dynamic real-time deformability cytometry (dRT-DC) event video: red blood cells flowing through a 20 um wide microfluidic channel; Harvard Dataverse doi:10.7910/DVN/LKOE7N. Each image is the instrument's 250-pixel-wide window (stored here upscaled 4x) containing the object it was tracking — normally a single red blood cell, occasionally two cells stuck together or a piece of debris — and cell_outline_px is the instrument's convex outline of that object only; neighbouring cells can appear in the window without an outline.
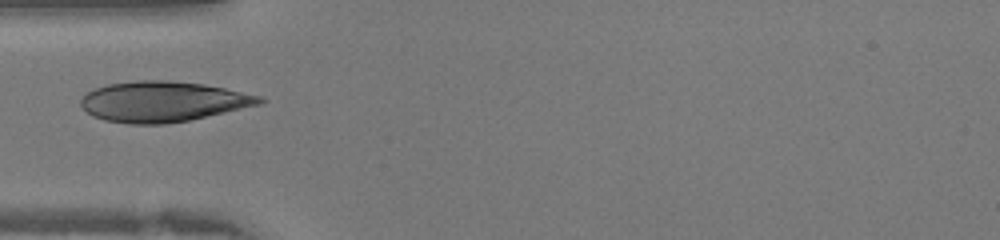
{"species": "human", "species_latin": "Homo sapiens", "temperature_condition": "warm", "stored_images_in_passage": 15, "camera_frame_rate_fps": 3000, "um_per_image_px": 0.085, "donor": {"sex": "female"}, "frame": {"image": 1, "passage_image": 12, "time_ms": 3.667, "image_size_px": [1000, 240], "cell_outline_px": [[264, 100], [260, 104], [188, 120], [164, 124], [128, 124], [104, 120], [92, 116], [80, 104], [80, 100], [88, 92], [96, 88], [108, 84], [136, 80], [168, 80], [204, 84], [224, 88], [260, 96]], "centroid_in_image_um": [13.8, 8.63], "position_along_channel_um": 71.2, "area_um2": 41.73}}